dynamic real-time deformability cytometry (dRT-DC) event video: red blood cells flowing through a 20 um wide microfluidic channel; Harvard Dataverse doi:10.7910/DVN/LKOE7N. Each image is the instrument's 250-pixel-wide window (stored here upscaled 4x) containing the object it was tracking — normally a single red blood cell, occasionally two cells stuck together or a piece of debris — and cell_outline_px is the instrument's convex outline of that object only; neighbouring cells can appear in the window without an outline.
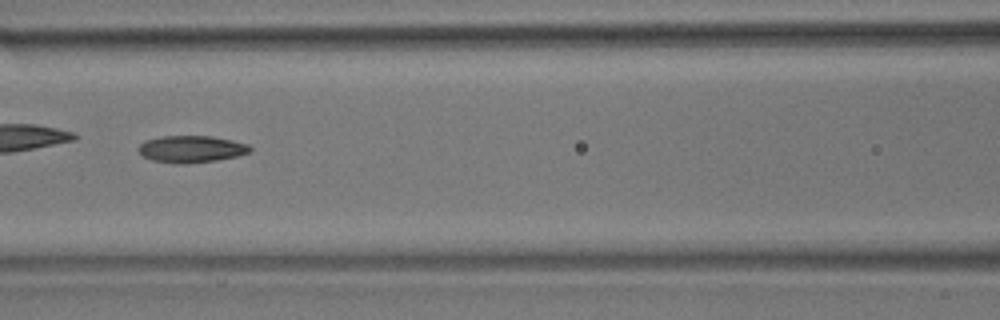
{"species": "common noctule bat (a hibernating species)", "species_latin": "Nyctalus noctula", "temperature_condition": "room temperature", "stored_images_in_passage": 52, "camera_frame_rate_fps": 3000, "um_per_image_px": 0.085, "animal": {"sex": "male", "body_mass_g": 17.9}, "frame": {"image": 1, "passage_image": 23, "time_ms": 7.333, "image_size_px": [1000, 320], "cell_outline_px": [[252, 152], [236, 156], [216, 160], [184, 164], [176, 164], [152, 160], [144, 156], [136, 148], [144, 140], [160, 136], [212, 136], [232, 140], [248, 144], [252, 148]], "centroid_in_image_um": [16.25, 12.66], "position_along_channel_um": 150.3, "area_um2": 17.63}, "authors_computed_cell_mechanics": {"area_um2": 17.6579, "velocity_mm_per_s": 3.7634, "shape_relaxation_time_tau1_ms": 7.8395, "shape_relaxation_time_tau2_ms": 6.0967, "deformation_change_tau1": 0.1881, "deformation_change_tau2": 0.1578}}